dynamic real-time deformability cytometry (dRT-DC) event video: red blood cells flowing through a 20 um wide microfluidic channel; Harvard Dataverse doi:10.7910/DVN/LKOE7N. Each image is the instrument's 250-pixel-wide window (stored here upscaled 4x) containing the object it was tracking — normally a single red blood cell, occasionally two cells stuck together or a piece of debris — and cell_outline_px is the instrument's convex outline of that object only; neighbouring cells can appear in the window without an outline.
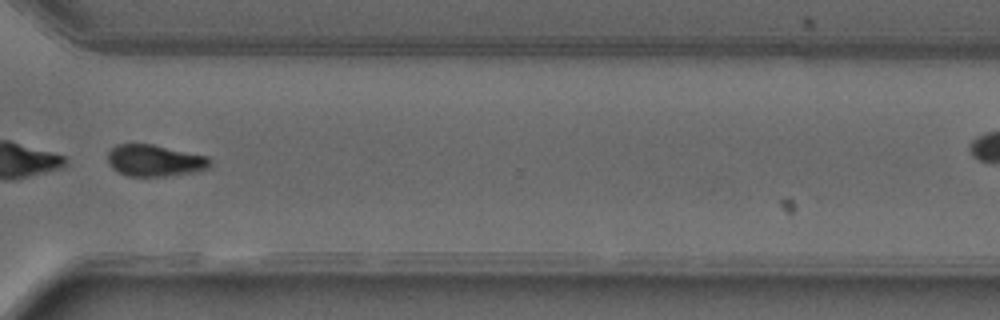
{"species": "common noctule bat (a hibernating species)", "species_latin": "Nyctalus noctula", "temperature_condition": "warm", "stored_images_in_passage": 35, "camera_frame_rate_fps": 3000, "um_per_image_px": 0.085, "animal": {"sex": "male", "forearm_length_mm": 52.5}, "frame": {"image": 1, "passage_image": 30, "time_ms": 9.667, "image_size_px": [1000, 320], "cell_outline_px": [[212, 164], [208, 168], [200, 172], [164, 176], [128, 176], [112, 168], [108, 160], [108, 152], [116, 144], [152, 144], [208, 156], [212, 160]], "centroid_in_image_um": [13.21, 13.65], "position_along_channel_um": 357.4, "area_um2": 19.02}, "authors_computed_cell_mechanics": {"area_um2": 19.8254, "velocity_mm_per_s": 4.1085, "shape_relaxation_time_tau1_ms": 0.8729, "shape_relaxation_time_tau2_ms": null, "deformation_change_tau1": 0.2787, "deformation_change_tau2": null}}